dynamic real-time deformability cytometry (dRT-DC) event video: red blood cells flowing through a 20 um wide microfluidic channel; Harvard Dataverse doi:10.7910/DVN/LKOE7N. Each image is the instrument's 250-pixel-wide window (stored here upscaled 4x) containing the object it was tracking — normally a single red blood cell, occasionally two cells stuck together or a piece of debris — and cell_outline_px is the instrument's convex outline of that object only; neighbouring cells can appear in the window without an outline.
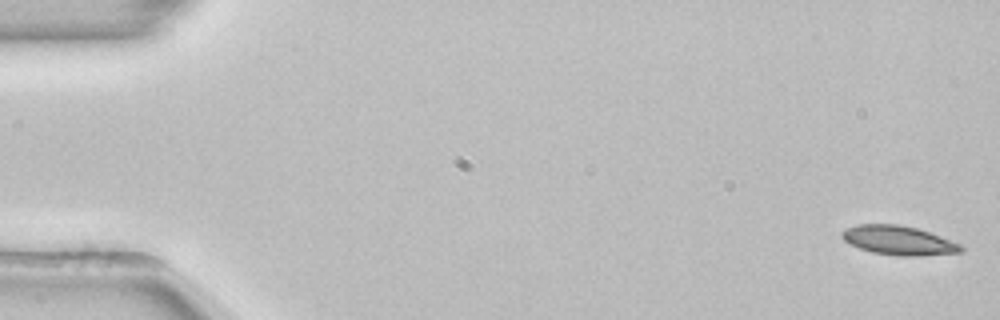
{"species": "common noctule bat (a hibernating species)", "species_latin": "Nyctalus noctula", "temperature_condition": "room temperature", "stored_images_in_passage": 54, "camera_frame_rate_fps": 3000, "um_per_image_px": 0.085, "animal": {"sex": "female", "body_mass_g": 22.7, "forearm_length_mm": 54.2}, "frame": {"image": 1, "passage_image": 1, "time_ms": 0.0, "image_size_px": [1000, 320], "cell_outline_px": [[964, 248], [960, 252], [920, 256], [900, 256], [872, 252], [860, 248], [844, 240], [840, 236], [840, 232], [856, 224], [896, 224], [916, 228], [940, 236], [960, 244]], "centroid_in_image_um": [76.36, 20.43], "position_along_channel_um": 8.6, "area_um2": 20.0}}
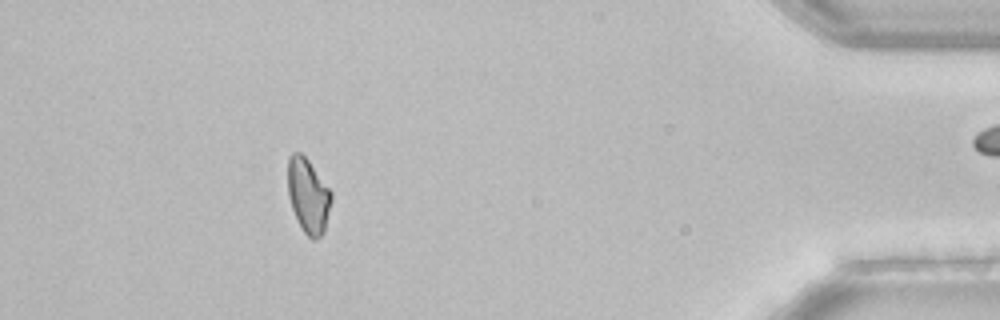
{"frame": {"image": 2, "passage_image": 48, "time_ms": 15.667, "image_size_px": [1000, 320], "cell_outline_px": [[332, 200], [324, 232], [316, 240], [312, 240], [304, 232], [292, 208], [288, 196], [288, 156], [292, 152], [300, 152], [308, 160], [332, 192]], "centroid_in_image_um": [26.2, 16.63], "position_along_channel_um": 409.0, "area_um2": 18.84}, "authors_computed_cell_mechanics": {"area_um2": 19.7098, "velocity_mm_per_s": 3.8669, "shape_relaxation_time_tau1_ms": 8.0306, "shape_relaxation_time_tau2_ms": null, "deformation_change_tau1": 0.1782, "deformation_change_tau2": null}}